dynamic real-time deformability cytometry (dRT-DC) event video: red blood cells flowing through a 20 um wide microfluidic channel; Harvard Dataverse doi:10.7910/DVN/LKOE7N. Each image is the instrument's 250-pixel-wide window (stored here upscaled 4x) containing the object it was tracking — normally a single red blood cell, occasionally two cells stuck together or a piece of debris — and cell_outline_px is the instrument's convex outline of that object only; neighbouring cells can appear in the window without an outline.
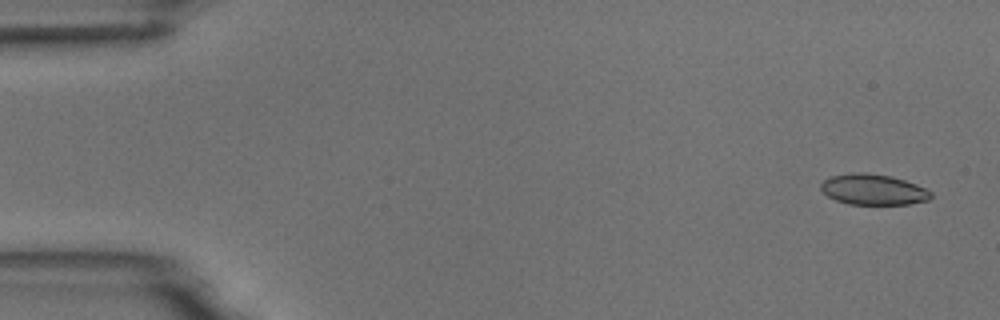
{"species": "common noctule bat (a hibernating species)", "species_latin": "Nyctalus noctula", "temperature_condition": "room temperature", "stored_images_in_passage": 6, "segment_of_instrument_passage": [2, 2], "camera_frame_rate_fps": 3000, "um_per_image_px": 0.085, "animal": {"sex": "male", "body_mass_g": 18.8}, "frame": {"image": 1, "passage_image": 6, "time_ms": 6.667, "image_size_px": [1000, 320], "cell_outline_px": [[932, 196], [928, 200], [908, 204], [848, 204], [836, 200], [828, 196], [820, 188], [820, 184], [824, 180], [832, 176], [852, 172], [864, 172], [892, 176], [916, 184], [932, 192]], "centroid_in_image_um": [74.22, 16.1], "position_along_channel_um": 10.8, "area_um2": 19.65}}